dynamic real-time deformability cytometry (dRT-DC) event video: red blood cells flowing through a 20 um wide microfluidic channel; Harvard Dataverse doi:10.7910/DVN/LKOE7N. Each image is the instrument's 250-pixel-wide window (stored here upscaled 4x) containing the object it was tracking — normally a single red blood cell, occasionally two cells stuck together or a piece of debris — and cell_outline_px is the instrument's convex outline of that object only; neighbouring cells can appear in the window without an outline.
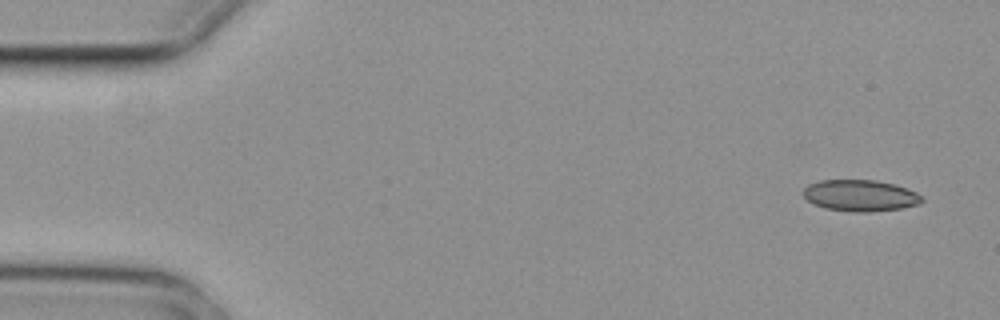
{"species": "common noctule bat (a hibernating species)", "species_latin": "Nyctalus noctula", "temperature_condition": "cold", "stored_images_in_passage": 3, "camera_frame_rate_fps": 3000, "um_per_image_px": 0.085, "animal": {"sex": "female", "body_mass_g": 29.2, "forearm_length_mm": 56.3}, "frame": {"image": 1, "passage_image": 1, "time_ms": 0.0, "image_size_px": [1000, 320], "cell_outline_px": [[924, 200], [920, 204], [904, 208], [868, 212], [852, 212], [824, 208], [812, 204], [804, 196], [804, 188], [808, 184], [820, 180], [876, 180], [896, 184], [908, 188], [916, 192]], "centroid_in_image_um": [73.14, 16.62], "position_along_channel_um": 11.9, "area_um2": 21.96}}